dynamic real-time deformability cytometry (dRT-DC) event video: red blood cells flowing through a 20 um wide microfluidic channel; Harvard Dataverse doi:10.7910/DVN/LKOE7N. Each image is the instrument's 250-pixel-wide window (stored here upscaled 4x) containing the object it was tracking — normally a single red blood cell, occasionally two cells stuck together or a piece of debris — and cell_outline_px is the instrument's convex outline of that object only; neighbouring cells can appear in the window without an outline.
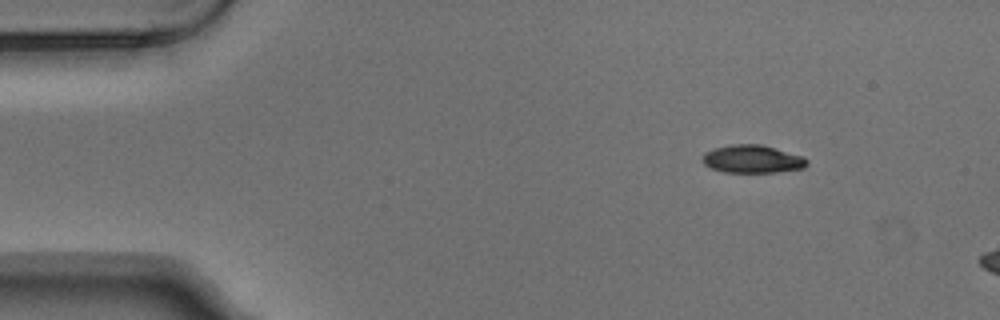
{"species": "Egyptian fruit bat (a non-hibernating species)", "species_latin": "Rousettus aegyptiacus", "temperature_condition": "warm", "stored_images_in_passage": 4, "camera_frame_rate_fps": 3000, "um_per_image_px": 0.085, "animal": {"sex": "male"}, "frame": {"image": 1, "passage_image": 4, "time_ms": 1.0, "image_size_px": [1000, 320], "cell_outline_px": [[808, 164], [804, 168], [776, 172], [724, 172], [712, 168], [704, 164], [700, 160], [700, 156], [704, 152], [712, 148], [732, 144], [760, 144], [776, 148], [804, 156], [808, 160]], "centroid_in_image_um": [63.93, 13.51], "position_along_channel_um": 21.1, "area_um2": 17.28}}